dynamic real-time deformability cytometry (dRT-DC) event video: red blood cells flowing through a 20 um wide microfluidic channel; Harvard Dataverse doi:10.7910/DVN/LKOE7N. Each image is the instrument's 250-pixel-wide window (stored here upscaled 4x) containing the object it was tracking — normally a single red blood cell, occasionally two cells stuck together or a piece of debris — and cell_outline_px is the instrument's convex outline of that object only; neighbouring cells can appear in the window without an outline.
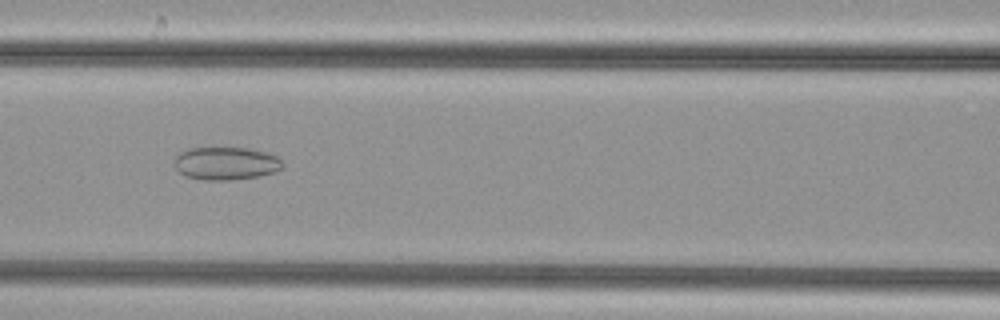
{"species": "common noctule bat (a hibernating species)", "species_latin": "Nyctalus noctula", "temperature_condition": "cold", "stored_images_in_passage": 48, "camera_frame_rate_fps": 3000, "um_per_image_px": 0.085, "animal": {"sex": "female", "body_mass_g": 29.2, "forearm_length_mm": 56.3}, "frame": {"image": 1, "passage_image": 20, "time_ms": 6.333, "image_size_px": [1000, 320], "cell_outline_px": [[284, 164], [280, 168], [272, 172], [256, 176], [228, 180], [204, 180], [184, 176], [176, 168], [172, 160], [180, 152], [188, 148], [248, 148], [264, 152], [276, 156]], "centroid_in_image_um": [19.13, 13.88], "position_along_channel_um": 147.5, "area_um2": 20.58}}
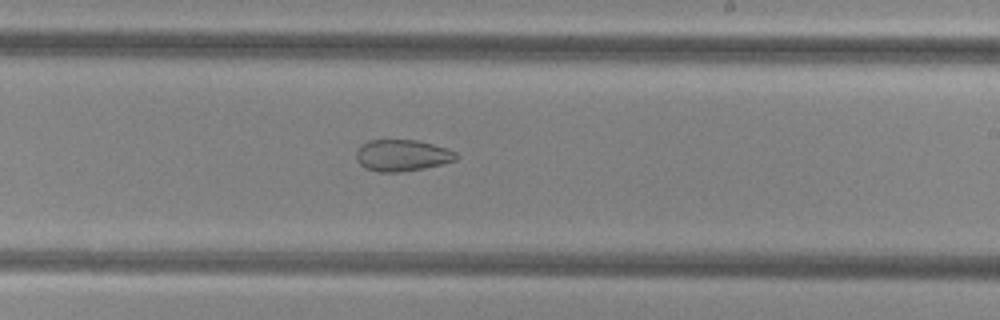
{"frame": {"image": 2, "passage_image": 28, "time_ms": 9.0, "image_size_px": [1000, 320], "cell_outline_px": [[460, 156], [456, 160], [424, 168], [400, 172], [376, 172], [364, 168], [356, 160], [356, 152], [360, 144], [368, 140], [416, 140], [448, 148], [456, 152]], "centroid_in_image_um": [34.16, 13.21], "position_along_channel_um": 254.8, "area_um2": 18.55}}
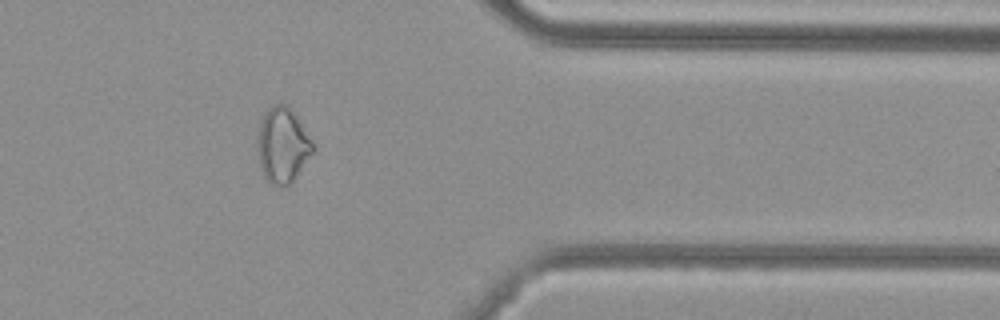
{"frame": {"image": 3, "passage_image": 39, "time_ms": 12.667, "image_size_px": [1000, 320], "cell_outline_px": [[316, 152], [292, 184], [284, 188], [272, 184], [264, 176], [260, 164], [256, 144], [256, 140], [260, 120], [264, 112], [272, 104], [288, 104], [300, 120], [312, 140], [316, 148]], "centroid_in_image_um": [24.06, 12.36], "position_along_channel_um": 387.3, "area_um2": 25.26}}